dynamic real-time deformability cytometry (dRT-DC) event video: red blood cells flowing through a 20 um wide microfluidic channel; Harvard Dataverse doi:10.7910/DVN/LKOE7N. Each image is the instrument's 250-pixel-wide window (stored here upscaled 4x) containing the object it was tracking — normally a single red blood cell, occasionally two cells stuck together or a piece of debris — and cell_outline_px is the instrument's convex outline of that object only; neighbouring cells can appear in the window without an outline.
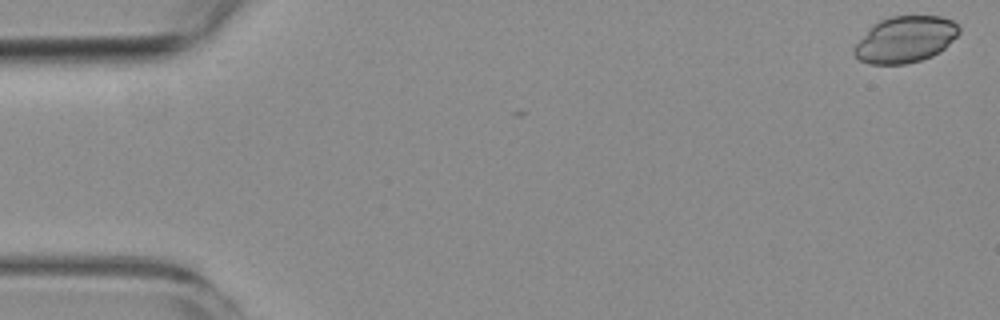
{"species": "common noctule bat (a hibernating species)", "species_latin": "Nyctalus noctula", "temperature_condition": "room temperature", "stored_images_in_passage": 2, "camera_frame_rate_fps": 3000, "um_per_image_px": 0.085, "animal": {"sex": "female", "body_mass_g": 19.3, "forearm_length_mm": 54.1}, "frame": {"image": 1, "passage_image": 1, "time_ms": 0.0, "image_size_px": [1000, 320], "cell_outline_px": [[960, 32], [940, 52], [932, 56], [920, 60], [904, 64], [868, 64], [860, 60], [852, 52], [852, 48], [868, 28], [880, 20], [888, 16], [940, 16], [952, 20], [960, 28]], "centroid_in_image_um": [76.92, 3.35], "position_along_channel_um": 8.1, "area_um2": 28.38}}